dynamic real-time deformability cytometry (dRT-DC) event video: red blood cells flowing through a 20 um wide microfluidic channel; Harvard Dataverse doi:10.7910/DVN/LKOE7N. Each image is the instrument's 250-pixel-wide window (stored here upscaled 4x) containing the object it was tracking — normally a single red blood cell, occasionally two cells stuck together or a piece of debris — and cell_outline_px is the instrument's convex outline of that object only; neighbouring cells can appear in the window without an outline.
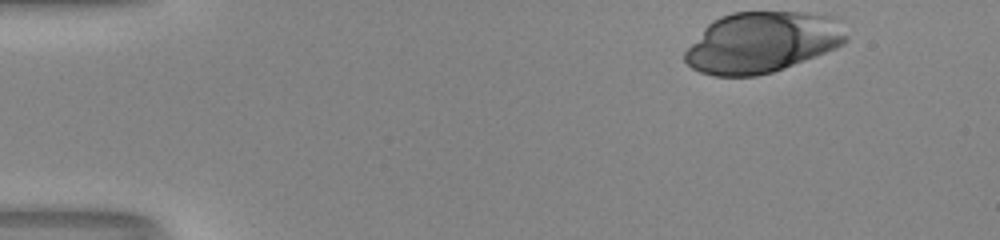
{"species": "human", "species_latin": "Homo sapiens", "temperature_condition": "room temperature", "stored_images_in_passage": 37, "camera_frame_rate_fps": 3000, "um_per_image_px": 0.085, "donor": {"sex": "male"}, "frame": {"image": 1, "passage_image": 1, "time_ms": 0.0, "image_size_px": [1000, 240], "cell_outline_px": [[848, 40], [844, 44], [836, 48], [784, 68], [772, 72], [756, 76], [712, 76], [700, 72], [692, 68], [684, 60], [684, 52], [704, 28], [712, 20], [720, 16], [732, 12], [800, 12], [836, 16], [848, 36]], "centroid_in_image_um": [64.79, 3.59], "position_along_channel_um": 20.2, "area_um2": 57.4}}